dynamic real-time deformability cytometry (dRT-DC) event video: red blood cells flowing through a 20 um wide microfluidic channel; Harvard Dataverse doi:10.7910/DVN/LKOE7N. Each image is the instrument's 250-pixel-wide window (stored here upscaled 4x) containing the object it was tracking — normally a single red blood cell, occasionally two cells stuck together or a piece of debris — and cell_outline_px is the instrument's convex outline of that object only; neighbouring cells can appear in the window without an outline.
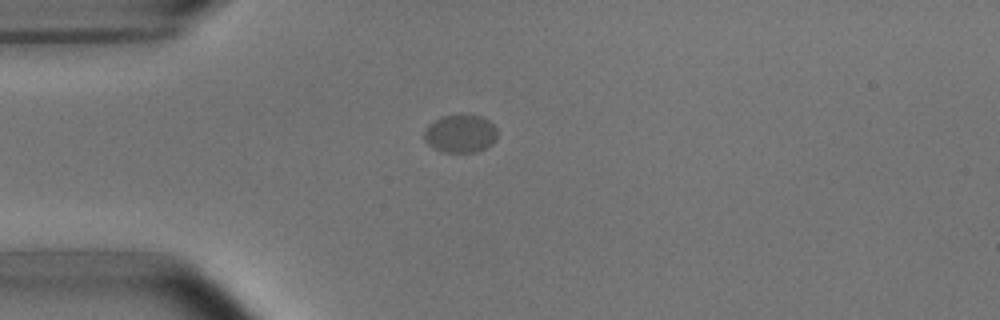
{"species": "common noctule bat (a hibernating species)", "species_latin": "Nyctalus noctula", "temperature_condition": "room temperature", "stored_images_in_passage": 6, "camera_frame_rate_fps": 3000, "um_per_image_px": 0.085, "animal": {"sex": "male", "body_mass_g": 15.6}, "frame": {"image": 1, "passage_image": 2, "time_ms": 1.333, "image_size_px": [1000, 320], "cell_outline_px": [[496, 140], [492, 144], [476, 152], [440, 152], [428, 144], [424, 140], [424, 128], [428, 124], [444, 116], [460, 112], [464, 112], [480, 116], [488, 120], [496, 128]], "centroid_in_image_um": [39.11, 11.33], "position_along_channel_um": 45.9, "area_um2": 16.59}}
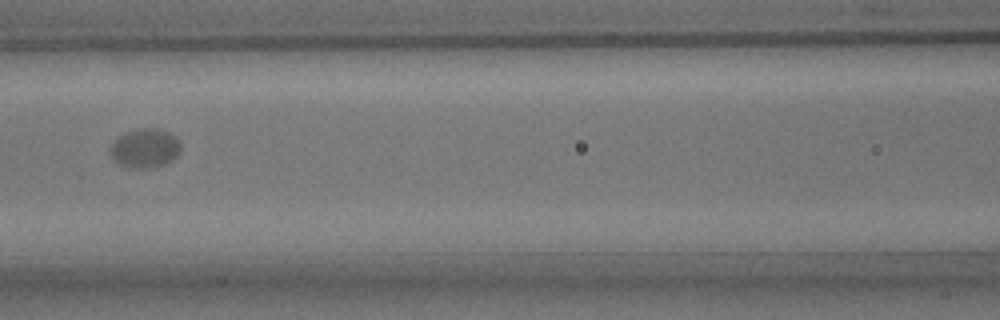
{"frame": {"image": 2, "passage_image": 5, "time_ms": 4.667, "image_size_px": [1000, 320], "cell_outline_px": [[180, 152], [172, 160], [164, 164], [140, 168], [132, 168], [120, 164], [108, 152], [108, 148], [116, 136], [124, 132], [140, 128], [160, 128], [176, 136], [180, 140]], "centroid_in_image_um": [12.3, 12.55], "position_along_channel_um": 154.3, "area_um2": 16.24}}
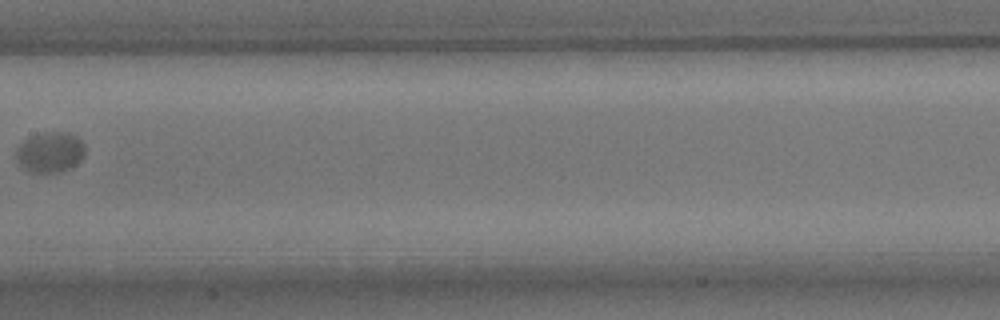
{"frame": {"image": 3, "passage_image": 6, "time_ms": 6.0, "image_size_px": [1000, 320], "cell_outline_px": [[84, 152], [80, 160], [76, 164], [60, 172], [28, 172], [20, 164], [16, 156], [16, 148], [24, 140], [32, 136], [44, 132], [68, 132], [76, 136], [84, 144]], "centroid_in_image_um": [4.25, 12.93], "position_along_channel_um": 203.2, "area_um2": 16.07}}